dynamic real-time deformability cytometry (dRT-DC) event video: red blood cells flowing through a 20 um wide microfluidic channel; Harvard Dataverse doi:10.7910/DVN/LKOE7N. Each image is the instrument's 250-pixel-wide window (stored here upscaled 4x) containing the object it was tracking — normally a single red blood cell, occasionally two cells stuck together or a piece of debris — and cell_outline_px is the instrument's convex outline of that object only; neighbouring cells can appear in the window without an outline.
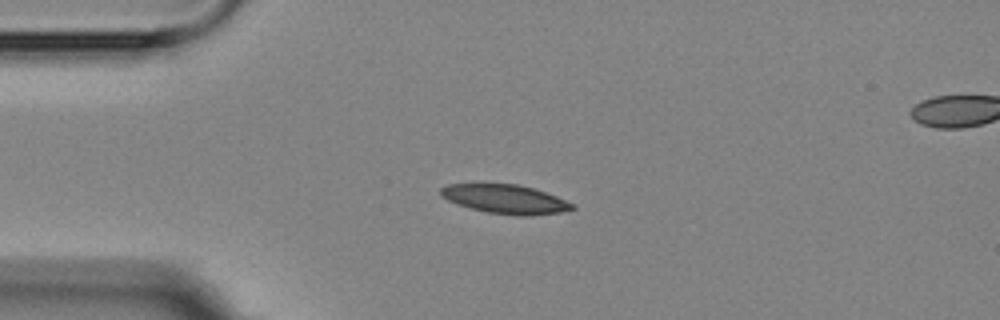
{"species": "Egyptian fruit bat (a non-hibernating species)", "species_latin": "Rousettus aegyptiacus", "temperature_condition": "room temperature", "stored_images_in_passage": 4, "segment_of_instrument_passage": [1, 2], "camera_frame_rate_fps": 3000, "um_per_image_px": 0.085, "animal": {"sex": "female"}, "frame": {"image": 1, "passage_image": 2, "time_ms": 2.0, "image_size_px": [1000, 320], "cell_outline_px": [[576, 208], [560, 212], [528, 216], [520, 216], [488, 212], [472, 208], [448, 200], [440, 196], [440, 188], [448, 184], [516, 184], [532, 188], [556, 196], [576, 204]], "centroid_in_image_um": [42.97, 16.92], "position_along_channel_um": 42.0, "area_um2": 21.96}}